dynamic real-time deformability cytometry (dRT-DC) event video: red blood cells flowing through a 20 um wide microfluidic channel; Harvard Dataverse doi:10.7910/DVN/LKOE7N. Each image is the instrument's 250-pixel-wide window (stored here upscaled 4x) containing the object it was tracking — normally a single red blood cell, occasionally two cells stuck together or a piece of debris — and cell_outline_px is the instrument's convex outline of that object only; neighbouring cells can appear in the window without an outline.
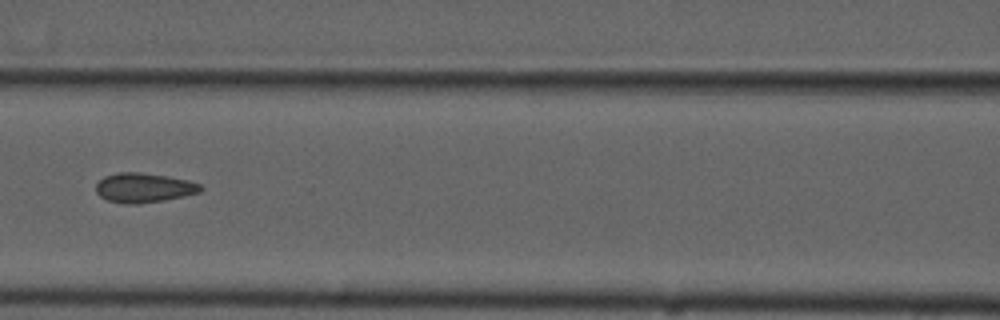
{"species": "common noctule bat (a hibernating species)", "species_latin": "Nyctalus noctula", "temperature_condition": "cold", "stored_images_in_passage": 11, "camera_frame_rate_fps": 3000, "um_per_image_px": 0.085, "animal": {"sex": "male", "forearm_length_mm": 52.5}, "frame": {"image": 1, "passage_image": 7, "time_ms": 7.667, "image_size_px": [1000, 320], "cell_outline_px": [[204, 188], [200, 192], [184, 196], [164, 200], [140, 204], [124, 204], [108, 200], [100, 196], [96, 192], [96, 184], [104, 176], [116, 172], [140, 172], [188, 180], [200, 184]], "centroid_in_image_um": [12.21, 15.96], "position_along_channel_um": 154.4, "area_um2": 18.03}}
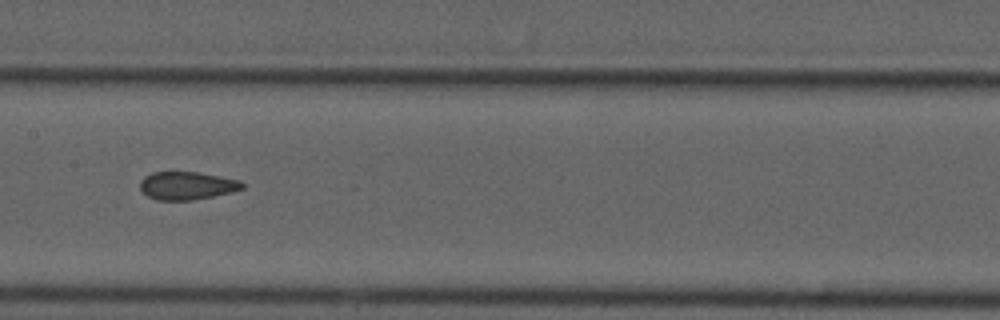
{"frame": {"image": 2, "passage_image": 8, "time_ms": 8.667, "image_size_px": [1000, 320], "cell_outline_px": [[244, 188], [232, 192], [192, 200], [156, 200], [148, 196], [140, 188], [140, 180], [144, 176], [152, 172], [200, 172], [240, 180], [244, 184]], "centroid_in_image_um": [15.89, 15.77], "position_along_channel_um": 191.5, "area_um2": 16.7}}
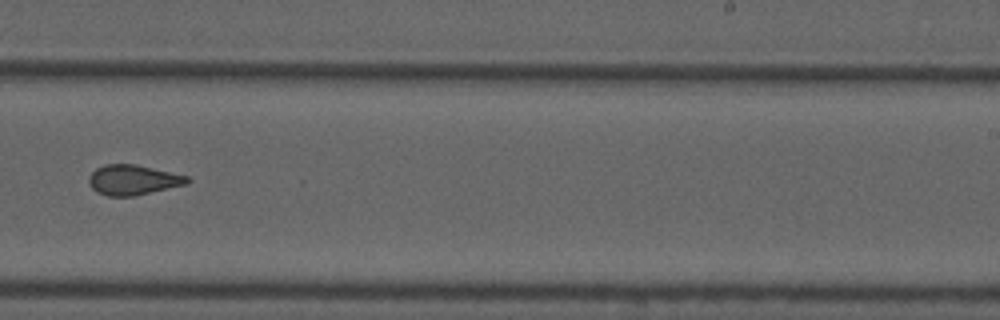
{"frame": {"image": 3, "passage_image": 10, "time_ms": 11.0, "image_size_px": [1000, 320], "cell_outline_px": [[192, 180], [188, 184], [132, 196], [108, 196], [96, 192], [92, 188], [88, 180], [88, 176], [96, 168], [104, 164], [136, 164], [188, 176]], "centroid_in_image_um": [11.3, 15.28], "position_along_channel_um": 277.7, "area_um2": 17.28}}